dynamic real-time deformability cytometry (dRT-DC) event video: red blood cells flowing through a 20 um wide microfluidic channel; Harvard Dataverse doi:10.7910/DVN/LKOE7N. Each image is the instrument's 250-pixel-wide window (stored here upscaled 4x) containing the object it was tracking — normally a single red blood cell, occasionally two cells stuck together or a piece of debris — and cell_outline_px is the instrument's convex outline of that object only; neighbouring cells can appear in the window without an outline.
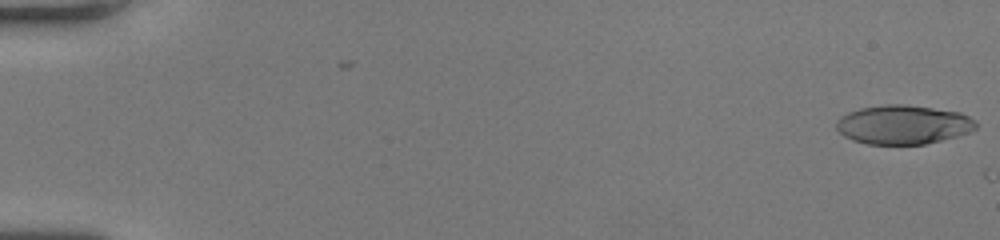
{"species": "human", "species_latin": "Homo sapiens", "temperature_condition": "room temperature", "stored_images_in_passage": 47, "camera_frame_rate_fps": 3000, "um_per_image_px": 0.085, "donor": {"sex": "female"}, "frame": {"image": 1, "passage_image": 1, "time_ms": 0.0, "image_size_px": [1000, 240], "cell_outline_px": [[976, 128], [968, 132], [956, 136], [924, 144], [868, 144], [852, 140], [844, 136], [836, 128], [836, 120], [840, 116], [848, 112], [860, 108], [884, 104], [904, 104], [960, 112], [976, 120]], "centroid_in_image_um": [76.74, 10.59], "position_along_channel_um": 8.3, "area_um2": 31.73}}
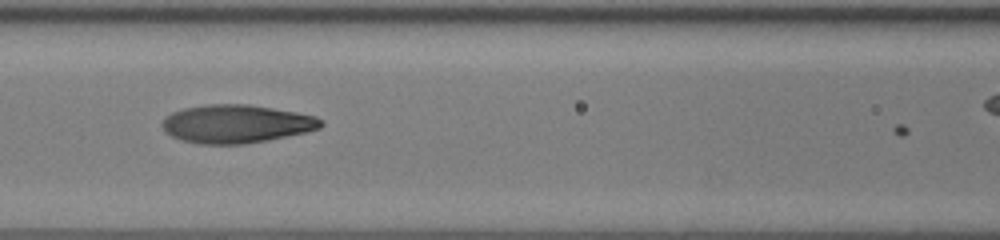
{"frame": {"image": 2, "passage_image": 25, "time_ms": 8.0, "image_size_px": [1000, 240], "cell_outline_px": [[324, 124], [320, 128], [304, 132], [268, 140], [244, 144], [200, 144], [180, 140], [164, 132], [160, 124], [164, 116], [172, 112], [184, 108], [204, 104], [248, 104], [296, 112], [316, 116]], "centroid_in_image_um": [20.02, 10.53], "position_along_channel_um": 146.6, "area_um2": 35.55}}
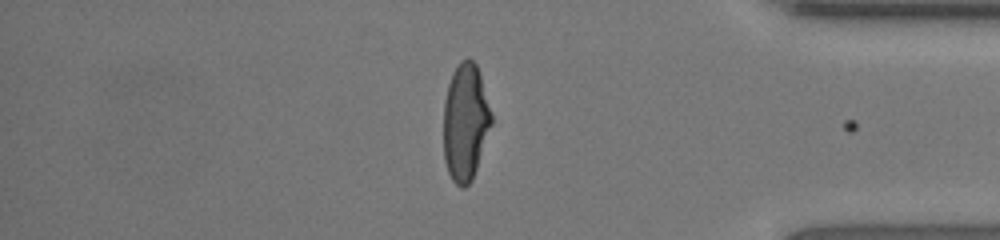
{"frame": {"image": 3, "passage_image": 45, "time_ms": 14.667, "image_size_px": [1000, 240], "cell_outline_px": [[492, 124], [472, 180], [464, 188], [460, 188], [452, 180], [448, 172], [444, 160], [444, 100], [448, 84], [452, 72], [460, 60], [472, 60], [476, 64], [480, 72], [492, 112]], "centroid_in_image_um": [39.56, 10.37], "position_along_channel_um": 395.6, "area_um2": 32.89}, "authors_computed_cell_mechanics": {"area_um2": 34.2754, "velocity_mm_per_s": 4.0832, "shape_relaxation_time_tau1_ms": 7.5262, "shape_relaxation_time_tau2_ms": 1.3226, "deformation_change_tau1": 0.3172, "deformation_change_tau2": 0.0808}}